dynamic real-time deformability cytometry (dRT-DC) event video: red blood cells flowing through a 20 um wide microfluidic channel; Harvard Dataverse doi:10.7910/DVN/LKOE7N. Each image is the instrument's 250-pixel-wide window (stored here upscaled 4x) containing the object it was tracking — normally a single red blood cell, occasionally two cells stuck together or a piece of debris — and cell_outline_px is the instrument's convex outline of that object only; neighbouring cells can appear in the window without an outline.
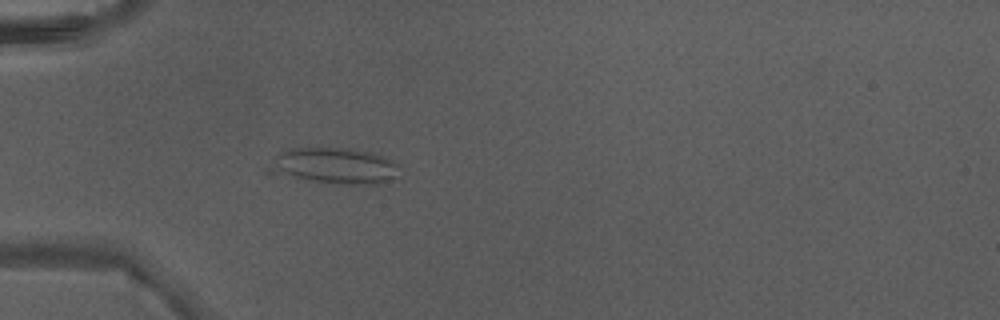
{"species": "Egyptian fruit bat (a non-hibernating species)", "species_latin": "Rousettus aegyptiacus", "temperature_condition": "warm", "stored_images_in_passage": 1, "camera_frame_rate_fps": 3000, "um_per_image_px": 0.085, "animal": {"sex": "male"}, "frame": {"image": 1, "passage_image": 1, "time_ms": 0.0, "image_size_px": [1000, 320], "cell_outline_px": [[400, 164], [392, 176], [388, 180], [380, 184], [332, 184], [264, 172], [264, 168], [280, 152], [292, 148], [352, 148], [372, 152], [384, 156]], "centroid_in_image_um": [28.35, 14.09], "position_along_channel_um": 56.7, "area_um2": 27.57}}